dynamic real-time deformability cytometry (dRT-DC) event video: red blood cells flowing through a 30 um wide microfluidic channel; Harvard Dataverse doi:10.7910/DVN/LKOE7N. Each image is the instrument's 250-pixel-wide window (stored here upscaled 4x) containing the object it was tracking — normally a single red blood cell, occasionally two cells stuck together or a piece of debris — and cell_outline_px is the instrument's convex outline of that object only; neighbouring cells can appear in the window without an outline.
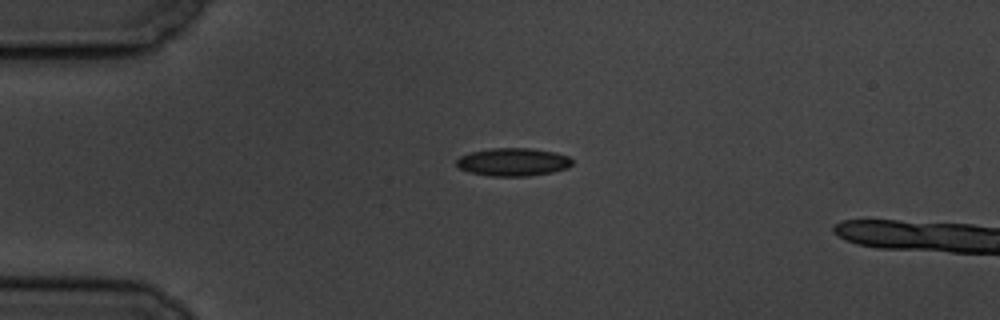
{"species": "common noctule bat (a hibernating species)", "species_latin": "Nyctalus noctula", "temperature_condition": "cold", "stored_images_in_passage": 5, "camera_frame_rate_fps": 3000, "um_per_image_px": 0.085, "animal": {"sex": "male", "body_mass_g": 19.5, "forearm_length_mm": 54.6}, "frame": {"image": 1, "passage_image": 4, "time_ms": 3.667, "image_size_px": [1000, 320], "cell_outline_px": [[572, 164], [568, 168], [552, 172], [528, 176], [488, 176], [468, 172], [460, 168], [456, 164], [456, 160], [460, 156], [472, 152], [492, 148], [528, 148], [556, 152], [568, 156], [572, 160]], "centroid_in_image_um": [43.61, 13.77], "position_along_channel_um": 41.4, "area_um2": 18.9}}